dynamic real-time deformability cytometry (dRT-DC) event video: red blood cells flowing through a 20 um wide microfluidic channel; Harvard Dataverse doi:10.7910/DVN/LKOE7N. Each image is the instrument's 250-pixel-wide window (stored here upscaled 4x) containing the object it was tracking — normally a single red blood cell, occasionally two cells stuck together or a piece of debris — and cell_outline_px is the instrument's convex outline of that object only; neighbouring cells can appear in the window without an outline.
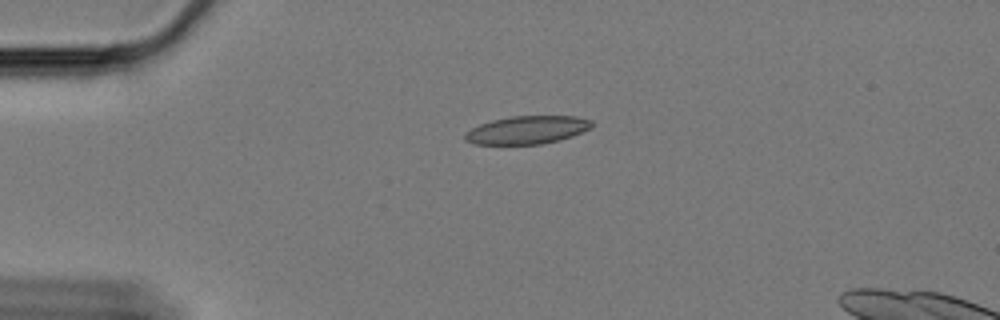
{"species": "Egyptian fruit bat (a non-hibernating species)", "species_latin": "Rousettus aegyptiacus", "temperature_condition": "cold", "stored_images_in_passage": 47, "camera_frame_rate_fps": 3000, "um_per_image_px": 0.085, "animal": {"sex": "female"}, "frame": {"image": 1, "passage_image": 1, "time_ms": 0.0, "image_size_px": [1000, 320], "cell_outline_px": [[592, 124], [588, 128], [572, 136], [560, 140], [540, 144], [476, 144], [464, 140], [464, 132], [480, 124], [492, 120], [512, 116], [576, 116], [592, 120]], "centroid_in_image_um": [44.77, 11.04], "position_along_channel_um": 40.2, "area_um2": 20.58}}
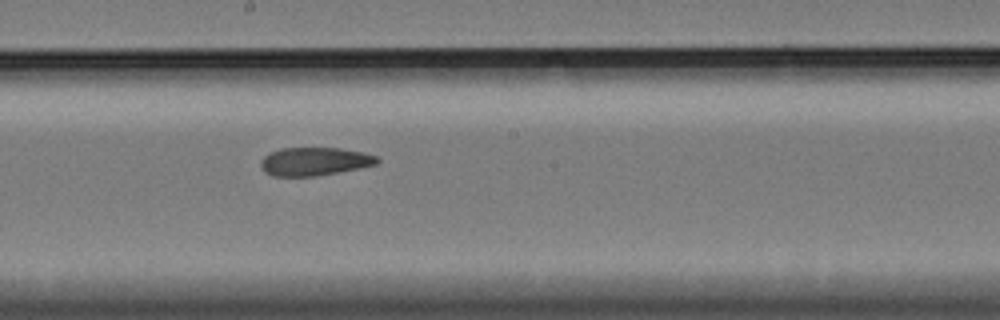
{"frame": {"image": 2, "passage_image": 20, "time_ms": 6.333, "image_size_px": [1000, 320], "cell_outline_px": [[380, 160], [376, 164], [316, 176], [272, 176], [264, 172], [260, 164], [260, 160], [264, 156], [280, 148], [340, 148], [364, 152], [376, 156]], "centroid_in_image_um": [26.7, 13.72], "position_along_channel_um": 221.5, "area_um2": 19.02}}
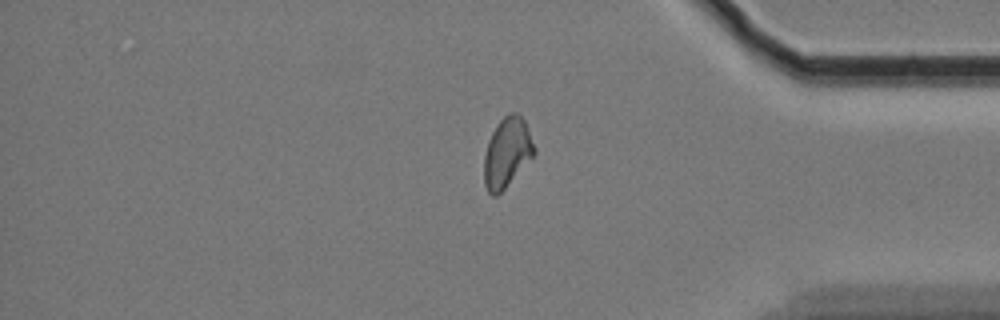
{"frame": {"image": 3, "passage_image": 37, "time_ms": 12.0, "image_size_px": [1000, 320], "cell_outline_px": [[536, 152], [504, 188], [496, 196], [492, 196], [488, 192], [484, 184], [484, 156], [488, 140], [492, 132], [500, 120], [508, 112], [516, 112], [524, 120], [536, 148]], "centroid_in_image_um": [43.08, 12.95], "position_along_channel_um": 392.1, "area_um2": 20.11}}